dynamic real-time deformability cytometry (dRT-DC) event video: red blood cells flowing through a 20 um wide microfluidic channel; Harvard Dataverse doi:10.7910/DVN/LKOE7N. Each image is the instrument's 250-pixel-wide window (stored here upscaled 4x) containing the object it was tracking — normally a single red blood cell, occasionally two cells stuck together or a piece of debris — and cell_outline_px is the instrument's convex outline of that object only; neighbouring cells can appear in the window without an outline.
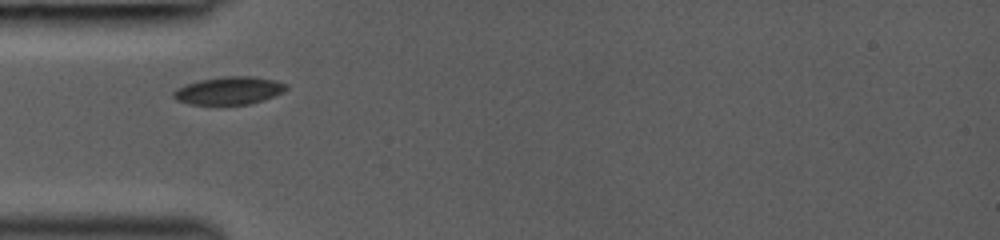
{"species": "common noctule bat (a hibernating species)", "species_latin": "Nyctalus noctula", "temperature_condition": "room temperature", "stored_images_in_passage": 11, "camera_frame_rate_fps": 3000, "um_per_image_px": 0.085, "animal": {"sex": "female", "body_mass_g": 19.0, "forearm_length_mm": 53.3}, "frame": {"image": 1, "passage_image": 1, "time_ms": 0.0, "image_size_px": [1000, 240], "cell_outline_px": [[288, 88], [284, 92], [264, 100], [252, 104], [188, 104], [176, 100], [172, 96], [172, 92], [176, 88], [184, 84], [200, 80], [224, 76], [252, 76], [272, 80], [288, 84]], "centroid_in_image_um": [19.45, 7.7], "position_along_channel_um": 65.5, "area_um2": 18.38}}
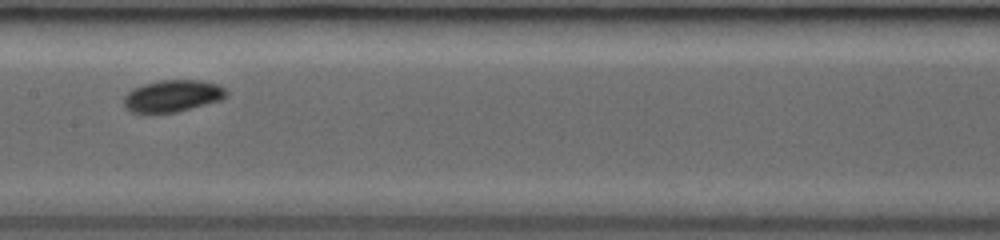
{"frame": {"image": 2, "passage_image": 7, "time_ms": 3.0, "image_size_px": [1000, 240], "cell_outline_px": [[228, 96], [220, 100], [176, 112], [152, 116], [144, 116], [132, 112], [124, 108], [124, 96], [132, 88], [144, 84], [160, 80], [200, 80], [216, 84], [224, 88], [228, 92]], "centroid_in_image_um": [14.59, 8.2], "position_along_channel_um": 192.8, "area_um2": 19.65}}
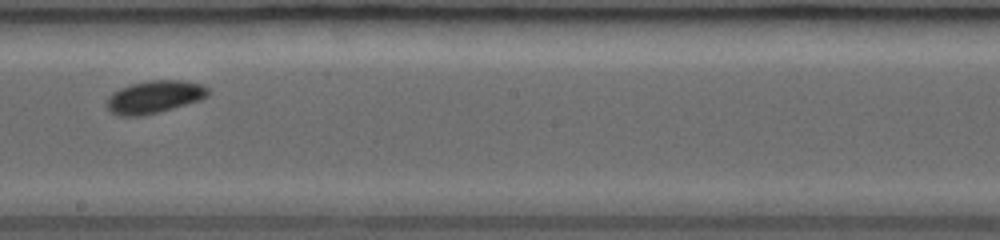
{"frame": {"image": 3, "passage_image": 9, "time_ms": 4.0, "image_size_px": [1000, 240], "cell_outline_px": [[208, 96], [200, 100], [160, 112], [140, 116], [116, 116], [104, 104], [108, 96], [112, 92], [120, 88], [132, 84], [148, 80], [184, 80], [200, 84], [208, 88]], "centroid_in_image_um": [13.09, 8.24], "position_along_channel_um": 235.1, "area_um2": 19.42}}